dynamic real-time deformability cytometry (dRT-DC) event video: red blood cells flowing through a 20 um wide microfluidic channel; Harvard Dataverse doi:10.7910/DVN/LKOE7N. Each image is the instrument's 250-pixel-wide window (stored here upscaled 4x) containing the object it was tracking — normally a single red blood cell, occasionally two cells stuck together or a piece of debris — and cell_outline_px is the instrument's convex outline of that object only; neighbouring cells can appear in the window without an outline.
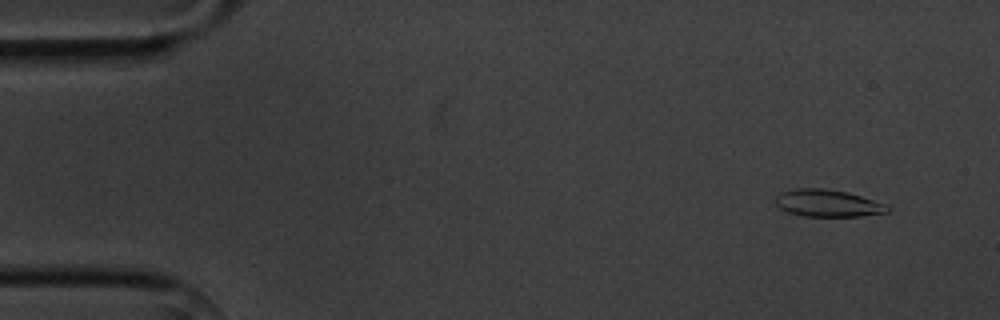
{"species": "common noctule bat (a hibernating species)", "species_latin": "Nyctalus noctula", "temperature_condition": "cold", "stored_images_in_passage": 7, "camera_frame_rate_fps": 3000, "um_per_image_px": 0.085, "animal": {"sex": "male", "body_mass_g": 20.1, "forearm_length_mm": 53.5}, "frame": {"image": 1, "passage_image": 1, "time_ms": 0.0, "image_size_px": [1000, 320], "cell_outline_px": [[892, 208], [888, 212], [860, 216], [804, 216], [788, 212], [780, 208], [776, 204], [776, 196], [780, 192], [792, 188], [824, 188], [848, 192], [884, 204]], "centroid_in_image_um": [70.33, 17.26], "position_along_channel_um": 14.7, "area_um2": 17.69}}
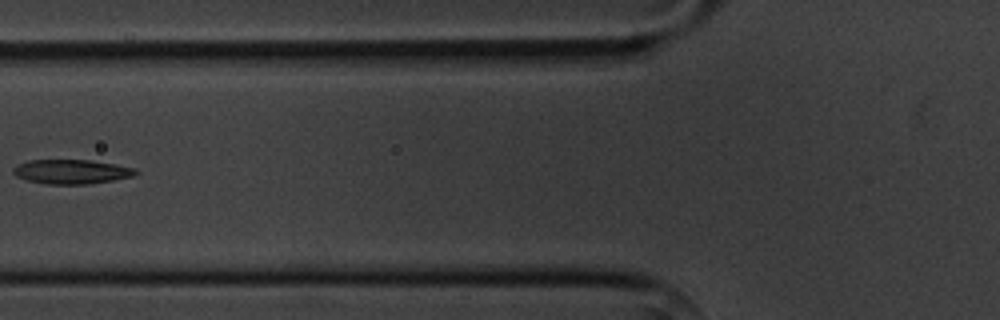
{"frame": {"image": 2, "passage_image": 6, "time_ms": 5.667, "image_size_px": [1000, 320], "cell_outline_px": [[140, 172], [132, 176], [112, 180], [88, 184], [48, 184], [28, 180], [16, 176], [12, 172], [12, 168], [16, 164], [28, 160], [92, 160], [116, 164], [136, 168]], "centroid_in_image_um": [6.07, 14.58], "position_along_channel_um": 119.7, "area_um2": 17.46}}
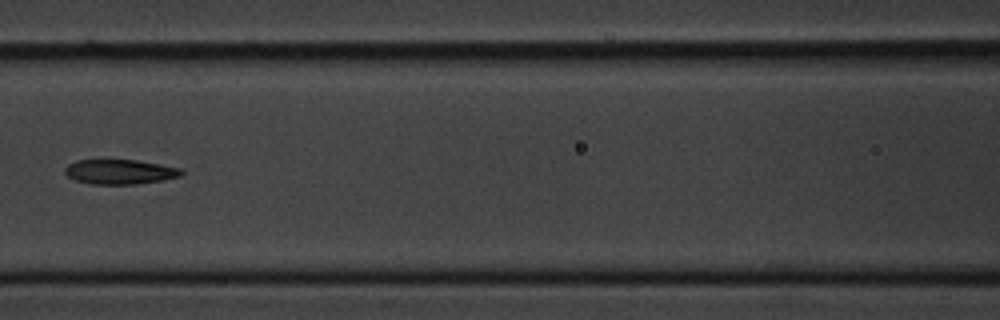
{"frame": {"image": 3, "passage_image": 7, "time_ms": 6.667, "image_size_px": [1000, 320], "cell_outline_px": [[184, 172], [180, 176], [160, 180], [136, 184], [92, 184], [72, 180], [64, 172], [64, 168], [68, 164], [76, 160], [136, 160], [160, 164], [180, 168]], "centroid_in_image_um": [10.14, 14.6], "position_along_channel_um": 156.5, "area_um2": 16.76}}